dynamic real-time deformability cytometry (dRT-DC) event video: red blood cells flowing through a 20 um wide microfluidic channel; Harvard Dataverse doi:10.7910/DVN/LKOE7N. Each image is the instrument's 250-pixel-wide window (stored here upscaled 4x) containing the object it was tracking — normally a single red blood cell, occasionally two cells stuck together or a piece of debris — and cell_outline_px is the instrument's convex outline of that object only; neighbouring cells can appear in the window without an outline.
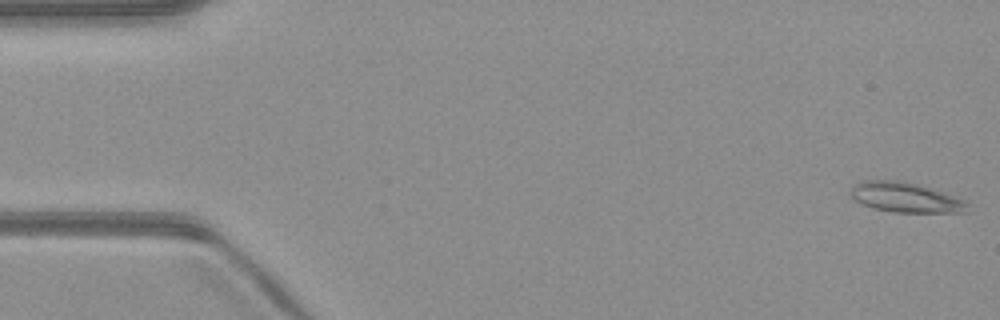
{"species": "common noctule bat (a hibernating species)", "species_latin": "Nyctalus noctula", "temperature_condition": "warm", "stored_images_in_passage": 51, "camera_frame_rate_fps": 3000, "um_per_image_px": 0.085, "animal": {"sex": "male", "body_mass_g": 23.1, "forearm_length_mm": 52.7}, "frame": {"image": 1, "passage_image": 1, "time_ms": 0.0, "image_size_px": [1000, 320], "cell_outline_px": [[968, 212], [892, 212], [876, 208], [852, 200], [848, 192], [860, 180], [904, 180], [968, 200]], "centroid_in_image_um": [76.96, 16.77], "position_along_channel_um": 8.0, "area_um2": 20.52}}
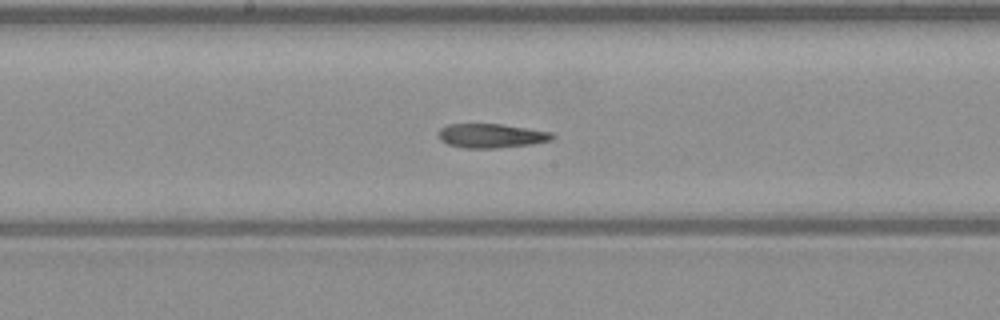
{"frame": {"image": 2, "passage_image": 26, "time_ms": 8.333, "image_size_px": [1000, 320], "cell_outline_px": [[556, 136], [552, 140], [532, 144], [496, 148], [464, 148], [448, 144], [440, 140], [440, 128], [448, 124], [500, 124], [552, 132]], "centroid_in_image_um": [41.78, 11.54], "position_along_channel_um": 206.4, "area_um2": 15.95}}
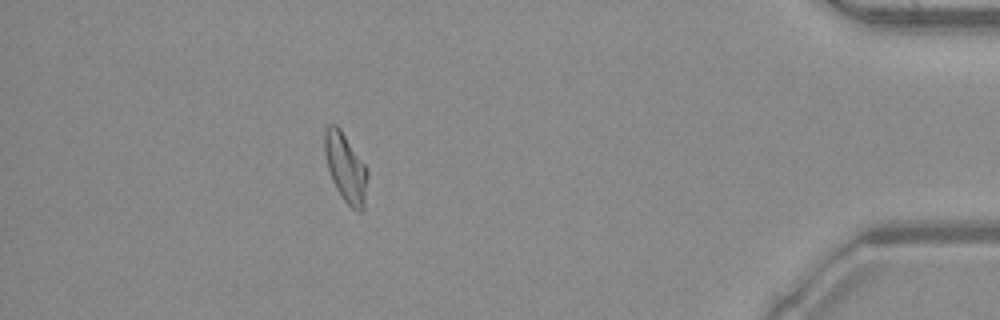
{"frame": {"image": 3, "passage_image": 45, "time_ms": 14.667, "image_size_px": [1000, 320], "cell_outline_px": [[368, 176], [364, 208], [360, 212], [356, 212], [344, 200], [336, 188], [332, 180], [328, 168], [324, 152], [324, 128], [328, 124], [336, 124], [340, 128], [368, 168]], "centroid_in_image_um": [29.38, 14.24], "position_along_channel_um": 405.8, "area_um2": 17.4}, "authors_computed_cell_mechanics": {"area_um2": 17.3978, "velocity_mm_per_s": 4.0376, "shape_relaxation_time_tau1_ms": null, "shape_relaxation_time_tau2_ms": 10.3313, "deformation_change_tau1": null, "deformation_change_tau2": 0.2323}}